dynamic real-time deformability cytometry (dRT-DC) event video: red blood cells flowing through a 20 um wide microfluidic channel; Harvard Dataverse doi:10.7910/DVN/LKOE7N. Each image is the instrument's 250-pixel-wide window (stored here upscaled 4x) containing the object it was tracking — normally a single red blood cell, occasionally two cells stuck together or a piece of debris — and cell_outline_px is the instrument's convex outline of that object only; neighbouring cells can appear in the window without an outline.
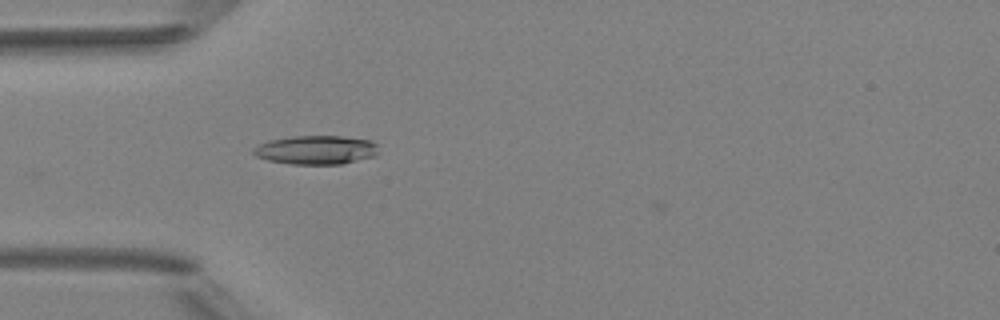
{"species": "Egyptian fruit bat (a non-hibernating species)", "species_latin": "Rousettus aegyptiacus", "temperature_condition": "room temperature", "stored_images_in_passage": 5, "camera_frame_rate_fps": 3000, "um_per_image_px": 0.085, "animal": {"sex": "female"}, "frame": {"image": 1, "passage_image": 5, "time_ms": 4.333, "image_size_px": [1000, 320], "cell_outline_px": [[376, 156], [340, 164], [292, 164], [268, 160], [256, 156], [252, 152], [252, 148], [260, 144], [272, 140], [292, 136], [340, 136], [372, 140], [376, 144]], "centroid_in_image_um": [26.86, 12.74], "position_along_channel_um": 58.1, "area_um2": 20.87}}